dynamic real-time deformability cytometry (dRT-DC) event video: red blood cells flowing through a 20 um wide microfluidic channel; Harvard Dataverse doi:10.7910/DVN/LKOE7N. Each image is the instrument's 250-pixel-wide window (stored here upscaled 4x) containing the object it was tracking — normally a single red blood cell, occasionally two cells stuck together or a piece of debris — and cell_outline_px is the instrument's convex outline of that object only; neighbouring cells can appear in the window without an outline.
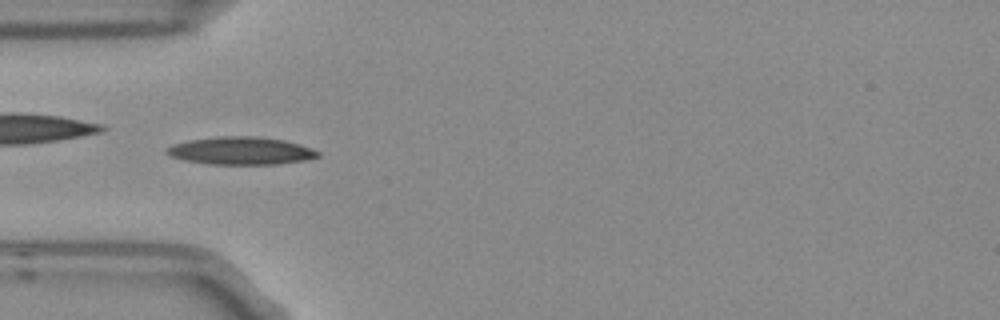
{"species": "Egyptian fruit bat (a non-hibernating species)", "species_latin": "Rousettus aegyptiacus", "temperature_condition": "room temperature", "stored_images_in_passage": 5, "camera_frame_rate_fps": 3000, "um_per_image_px": 0.085, "frame": {"image": 1, "passage_image": 5, "time_ms": 1.333, "image_size_px": [1000, 320], "cell_outline_px": [[320, 156], [304, 160], [276, 164], [208, 164], [184, 160], [172, 156], [164, 152], [172, 144], [188, 140], [220, 136], [256, 136], [284, 140], [300, 144], [312, 148], [320, 152]], "centroid_in_image_um": [20.48, 12.81], "position_along_channel_um": 64.5, "area_um2": 24.39}}